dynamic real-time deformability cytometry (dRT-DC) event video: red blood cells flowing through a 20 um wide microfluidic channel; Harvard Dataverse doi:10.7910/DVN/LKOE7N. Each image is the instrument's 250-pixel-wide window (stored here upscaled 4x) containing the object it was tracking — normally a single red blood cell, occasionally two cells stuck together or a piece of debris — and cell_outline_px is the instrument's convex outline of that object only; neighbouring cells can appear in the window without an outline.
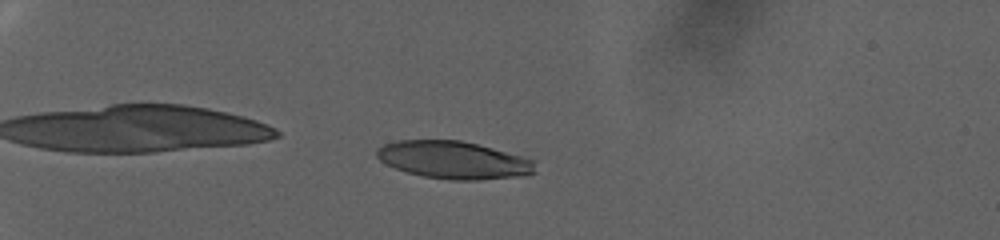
{"species": "human", "species_latin": "Homo sapiens", "temperature_condition": "warm", "stored_images_in_passage": 67, "camera_frame_rate_fps": 3000, "um_per_image_px": 0.085, "donor": {"sex": "female"}, "frame": {"image": 1, "passage_image": 10, "time_ms": 3.0, "image_size_px": [1000, 240], "cell_outline_px": [[536, 172], [524, 176], [480, 180], [452, 180], [424, 176], [408, 172], [396, 168], [380, 160], [376, 156], [376, 148], [384, 144], [396, 140], [460, 140], [492, 148], [536, 160]], "centroid_in_image_um": [38.59, 13.6], "position_along_channel_um": 46.4, "area_um2": 34.74}}
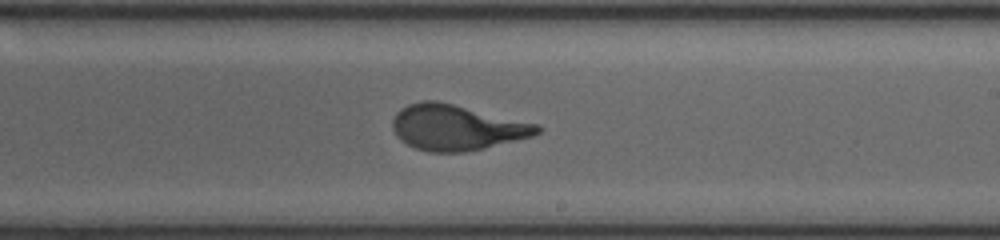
{"frame": {"image": 2, "passage_image": 40, "time_ms": 13.0, "image_size_px": [1000, 240], "cell_outline_px": [[544, 128], [540, 132], [532, 136], [484, 148], [464, 152], [428, 152], [416, 148], [400, 140], [396, 136], [392, 128], [392, 120], [396, 112], [400, 108], [408, 104], [424, 100], [436, 100], [540, 124]], "centroid_in_image_um": [38.8, 10.83], "position_along_channel_um": 250.2, "area_um2": 38.49}}
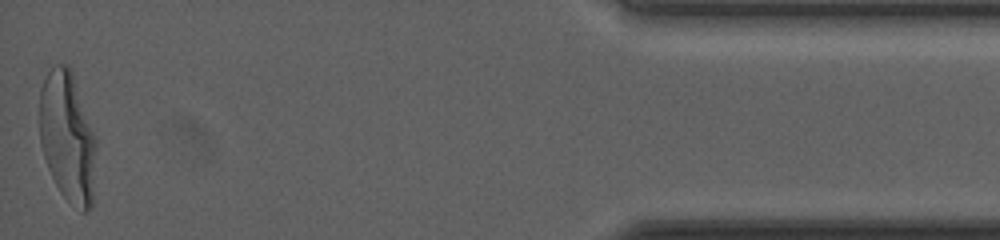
{"frame": {"image": 3, "passage_image": 67, "time_ms": 22.0, "image_size_px": [1000, 240], "cell_outline_px": [[96, 148], [92, 208], [88, 212], [80, 212], [60, 192], [48, 168], [40, 144], [40, 88], [48, 72], [56, 64], [68, 64], [72, 72], [96, 136]], "centroid_in_image_um": [5.76, 11.67], "position_along_channel_um": 429.4, "area_um2": 43.18}, "authors_computed_cell_mechanics": {"area_um2": 37.9168, "velocity_mm_per_s": 2.6745, "shape_relaxation_time_tau1_ms": 6.4329, "shape_relaxation_time_tau2_ms": null, "deformation_change_tau1": 0.2608, "deformation_change_tau2": null}}